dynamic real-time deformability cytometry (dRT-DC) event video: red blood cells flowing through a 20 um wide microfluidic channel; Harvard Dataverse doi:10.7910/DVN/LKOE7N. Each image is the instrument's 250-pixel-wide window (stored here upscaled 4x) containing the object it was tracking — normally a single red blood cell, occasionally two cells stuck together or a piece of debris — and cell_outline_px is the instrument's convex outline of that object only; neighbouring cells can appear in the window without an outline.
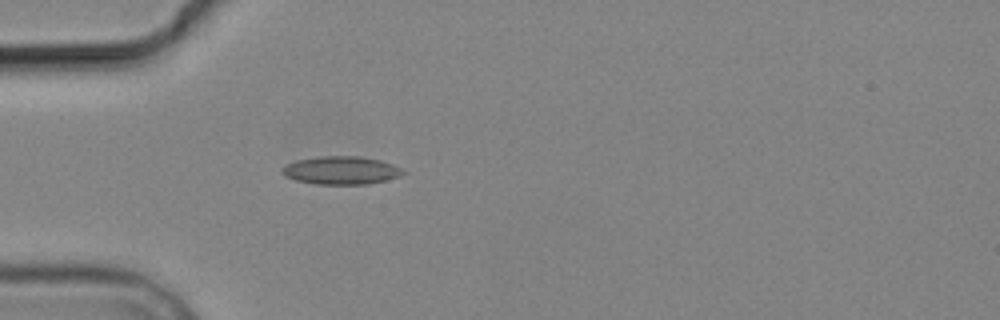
{"species": "common noctule bat (a hibernating species)", "species_latin": "Nyctalus noctula", "temperature_condition": "cold", "stored_images_in_passage": 1, "camera_frame_rate_fps": 3000, "um_per_image_px": 0.085, "animal": {"sex": "male", "body_mass_g": 19.2, "forearm_length_mm": 51.8}, "frame": {"image": 1, "passage_image": 1, "time_ms": 0.0, "image_size_px": [1000, 320], "cell_outline_px": [[408, 172], [400, 176], [368, 184], [316, 184], [296, 180], [280, 172], [288, 164], [296, 160], [320, 156], [360, 156], [380, 160], [392, 164]], "centroid_in_image_um": [29.03, 14.47], "position_along_channel_um": 56.0, "area_um2": 19.59}}